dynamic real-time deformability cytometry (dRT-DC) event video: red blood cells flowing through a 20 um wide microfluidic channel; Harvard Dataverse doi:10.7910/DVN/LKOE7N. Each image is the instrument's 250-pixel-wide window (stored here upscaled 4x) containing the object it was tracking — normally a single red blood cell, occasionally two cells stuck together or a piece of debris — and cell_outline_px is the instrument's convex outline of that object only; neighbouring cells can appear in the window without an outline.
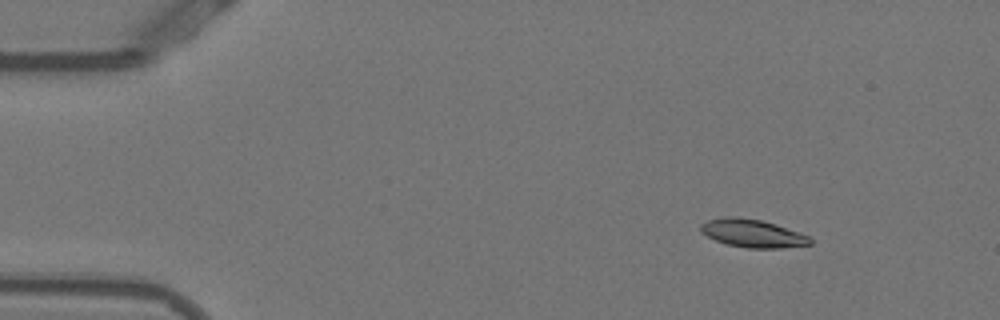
{"species": "Egyptian fruit bat (a non-hibernating species)", "species_latin": "Rousettus aegyptiacus", "temperature_condition": "warm", "stored_images_in_passage": 47, "camera_frame_rate_fps": 3000, "um_per_image_px": 0.085, "animal": {"sex": "female"}, "frame": {"image": 1, "passage_image": 1, "time_ms": 0.0, "image_size_px": [1000, 320], "cell_outline_px": [[812, 244], [780, 248], [748, 248], [728, 244], [716, 240], [700, 232], [700, 224], [708, 220], [728, 216], [736, 216], [760, 220], [776, 224], [800, 232], [808, 236], [812, 240]], "centroid_in_image_um": [63.97, 19.83], "position_along_channel_um": 21.0, "area_um2": 17.8}}
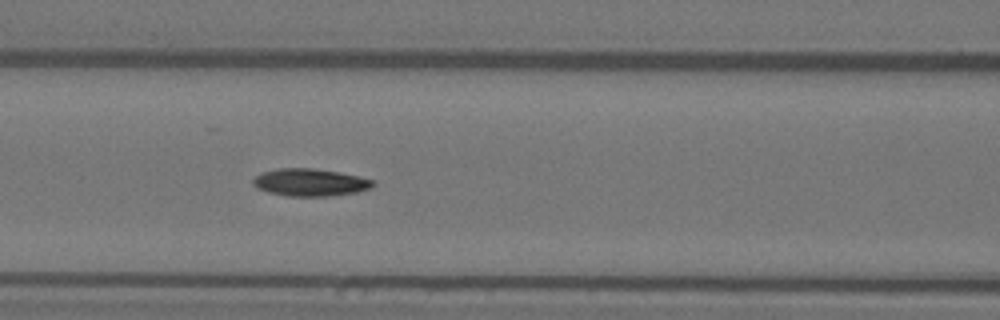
{"frame": {"image": 2, "passage_image": 17, "time_ms": 5.333, "image_size_px": [1000, 320], "cell_outline_px": [[376, 184], [372, 188], [356, 192], [328, 196], [288, 196], [268, 192], [256, 188], [252, 184], [252, 180], [260, 172], [280, 168], [312, 168], [336, 172], [356, 176], [372, 180]], "centroid_in_image_um": [26.31, 15.51], "position_along_channel_um": 140.3, "area_um2": 19.07}}
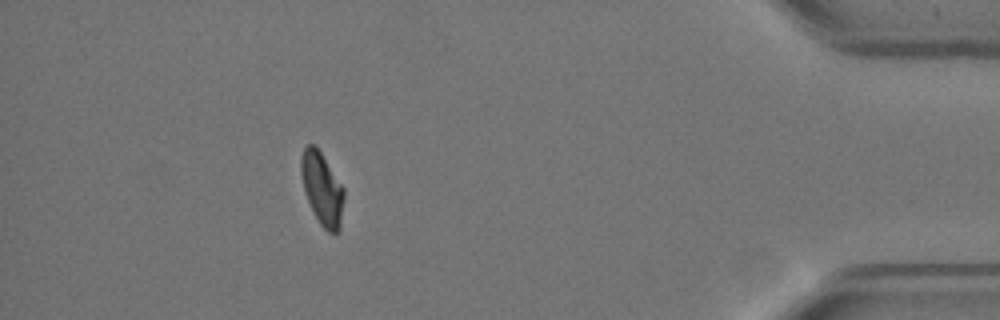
{"frame": {"image": 3, "passage_image": 42, "time_ms": 13.667, "image_size_px": [1000, 320], "cell_outline_px": [[344, 200], [340, 232], [328, 232], [320, 224], [308, 200], [304, 188], [300, 172], [300, 160], [304, 148], [308, 144], [312, 144], [320, 152], [344, 188]], "centroid_in_image_um": [27.39, 16.06], "position_along_channel_um": 407.8, "area_um2": 17.86}, "authors_computed_cell_mechanics": {"area_um2": 18.5538, "velocity_mm_per_s": 3.8363, "shape_relaxation_time_tau1_ms": 4.7065, "shape_relaxation_time_tau2_ms": null, "deformation_change_tau1": 0.1789, "deformation_change_tau2": null}}